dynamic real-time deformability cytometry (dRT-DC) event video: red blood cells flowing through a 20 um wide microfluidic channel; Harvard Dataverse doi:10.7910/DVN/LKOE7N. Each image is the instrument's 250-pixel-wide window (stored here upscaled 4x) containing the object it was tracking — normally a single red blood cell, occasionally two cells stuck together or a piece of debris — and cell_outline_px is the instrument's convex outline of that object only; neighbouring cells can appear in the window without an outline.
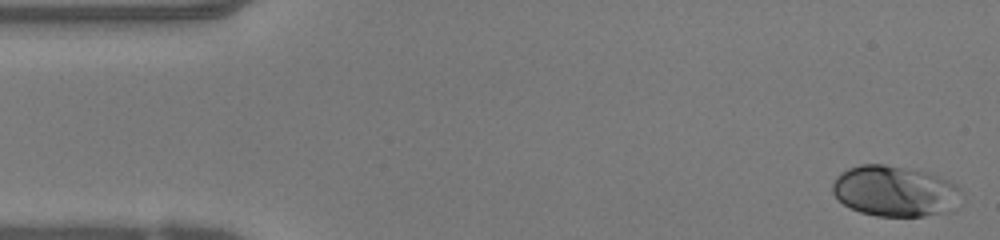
{"species": "human", "species_latin": "Homo sapiens", "temperature_condition": "warm", "stored_images_in_passage": 47, "camera_frame_rate_fps": 3000, "um_per_image_px": 0.085, "donor": {"sex": "female"}, "frame": {"image": 1, "passage_image": 1, "time_ms": 0.0, "image_size_px": [1000, 240], "cell_outline_px": [[964, 192], [948, 212], [924, 216], [876, 216], [860, 212], [844, 204], [832, 192], [832, 184], [836, 176], [840, 172], [848, 168], [860, 164], [884, 164], [920, 172], [936, 176], [948, 180], [956, 184]], "centroid_in_image_um": [76.03, 16.25], "position_along_channel_um": 9.0, "area_um2": 37.8}}
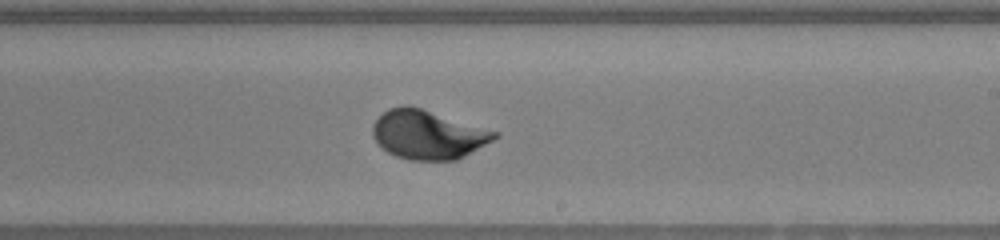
{"frame": {"image": 2, "passage_image": 27, "time_ms": 8.667, "image_size_px": [1000, 240], "cell_outline_px": [[500, 136], [456, 160], [412, 160], [396, 156], [388, 152], [372, 136], [372, 124], [388, 108], [404, 104], [408, 104], [500, 132]], "centroid_in_image_um": [36.38, 11.42], "position_along_channel_um": 252.6, "area_um2": 34.62}}
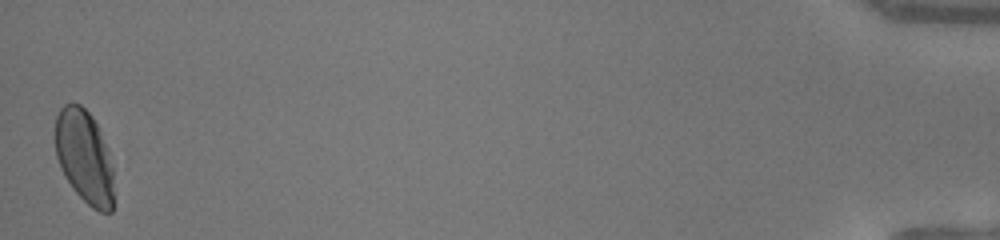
{"frame": {"image": 3, "passage_image": 47, "time_ms": 15.333, "image_size_px": [1000, 240], "cell_outline_px": [[112, 212], [100, 212], [92, 208], [72, 188], [64, 176], [56, 156], [56, 116], [60, 108], [64, 104], [80, 104], [92, 116], [108, 148], [112, 168]], "centroid_in_image_um": [7.16, 13.32], "position_along_channel_um": 428.0, "area_um2": 31.56}, "authors_computed_cell_mechanics": {"area_um2": 33.5818, "velocity_mm_per_s": 4.1835, "shape_relaxation_time_tau1_ms": 2.2442, "shape_relaxation_time_tau2_ms": null, "deformation_change_tau1": 0.1575, "deformation_change_tau2": null}}